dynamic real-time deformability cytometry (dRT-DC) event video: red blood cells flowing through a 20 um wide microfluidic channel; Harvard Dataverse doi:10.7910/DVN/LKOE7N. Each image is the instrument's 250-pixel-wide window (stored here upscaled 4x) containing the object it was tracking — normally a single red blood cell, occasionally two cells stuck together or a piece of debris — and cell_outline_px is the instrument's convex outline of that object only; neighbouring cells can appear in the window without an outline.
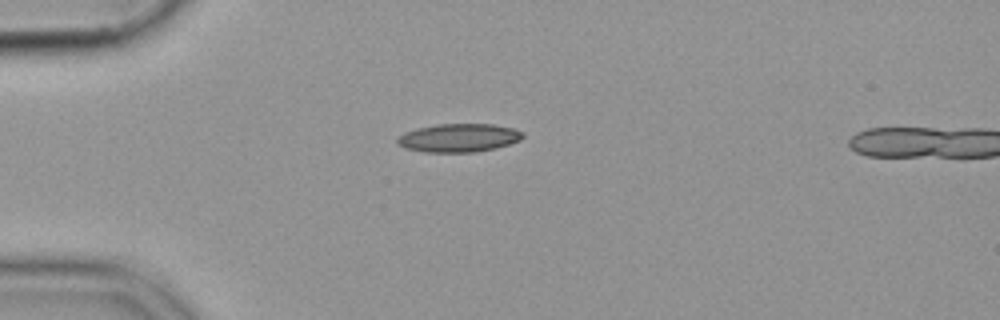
{"species": "common noctule bat (a hibernating species)", "species_latin": "Nyctalus noctula", "temperature_condition": "cold", "stored_images_in_passage": 42, "camera_frame_rate_fps": 3000, "um_per_image_px": 0.085, "animal": {"sex": "female", "body_mass_g": 19.9}, "frame": {"image": 1, "passage_image": 1, "time_ms": 0.0, "image_size_px": [1000, 320], "cell_outline_px": [[524, 136], [520, 140], [496, 148], [476, 152], [424, 152], [404, 148], [396, 140], [404, 132], [416, 128], [436, 124], [492, 124], [512, 128], [524, 132]], "centroid_in_image_um": [39.0, 11.71], "position_along_channel_um": 46.0, "area_um2": 20.75}}
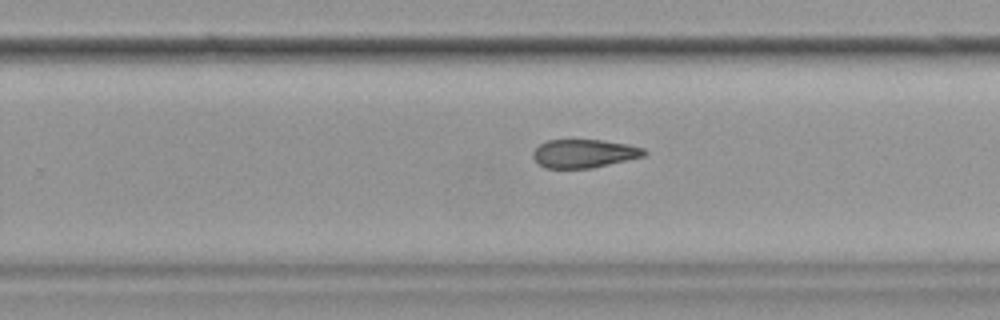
{"frame": {"image": 2, "passage_image": 22, "time_ms": 7.0, "image_size_px": [1000, 320], "cell_outline_px": [[648, 152], [644, 156], [592, 168], [544, 168], [532, 156], [532, 152], [540, 144], [548, 140], [604, 140], [628, 144], [644, 148]], "centroid_in_image_um": [49.66, 13.04], "position_along_channel_um": 280.1, "area_um2": 18.38}}
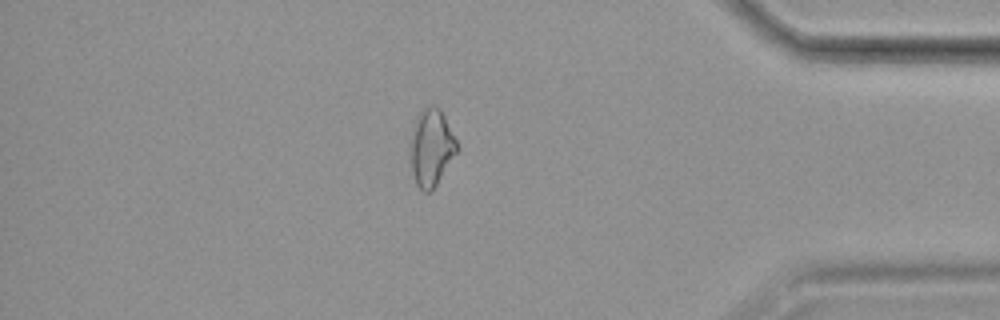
{"frame": {"image": 3, "passage_image": 34, "time_ms": 11.0, "image_size_px": [1000, 320], "cell_outline_px": [[460, 148], [432, 192], [424, 192], [416, 184], [412, 172], [408, 148], [408, 144], [412, 128], [420, 112], [432, 104], [440, 108]], "centroid_in_image_um": [36.64, 12.58], "position_along_channel_um": 398.6, "area_um2": 21.27}}